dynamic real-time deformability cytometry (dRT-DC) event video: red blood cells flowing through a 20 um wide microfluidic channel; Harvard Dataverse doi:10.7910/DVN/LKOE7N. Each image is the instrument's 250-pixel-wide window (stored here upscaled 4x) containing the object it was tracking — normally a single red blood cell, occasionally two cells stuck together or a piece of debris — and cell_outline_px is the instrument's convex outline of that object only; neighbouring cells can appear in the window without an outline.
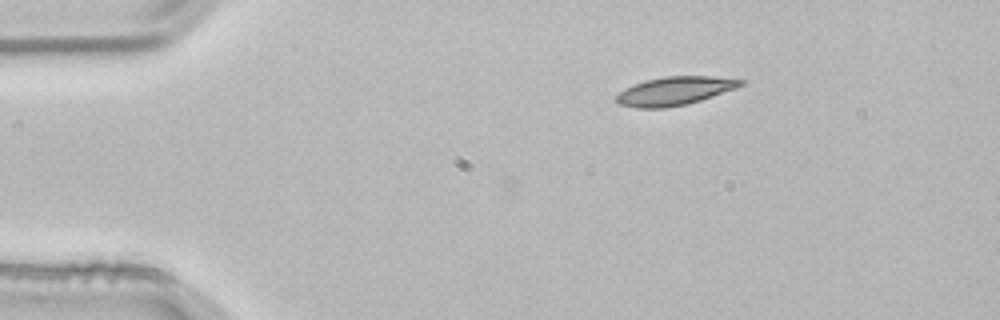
{"species": "common noctule bat (a hibernating species)", "species_latin": "Nyctalus noctula", "temperature_condition": "room temperature", "stored_images_in_passage": 3, "camera_frame_rate_fps": 3000, "um_per_image_px": 0.085, "animal": {"sex": "male", "body_mass_g": 21.5, "forearm_length_mm": 52.0}, "frame": {"image": 1, "passage_image": 3, "time_ms": 0.667, "image_size_px": [1000, 320], "cell_outline_px": [[748, 84], [688, 104], [664, 108], [636, 108], [620, 104], [616, 100], [616, 96], [624, 88], [632, 84], [644, 80], [664, 76], [712, 76], [748, 80]], "centroid_in_image_um": [57.38, 7.71], "position_along_channel_um": 27.6, "area_um2": 20.87}}